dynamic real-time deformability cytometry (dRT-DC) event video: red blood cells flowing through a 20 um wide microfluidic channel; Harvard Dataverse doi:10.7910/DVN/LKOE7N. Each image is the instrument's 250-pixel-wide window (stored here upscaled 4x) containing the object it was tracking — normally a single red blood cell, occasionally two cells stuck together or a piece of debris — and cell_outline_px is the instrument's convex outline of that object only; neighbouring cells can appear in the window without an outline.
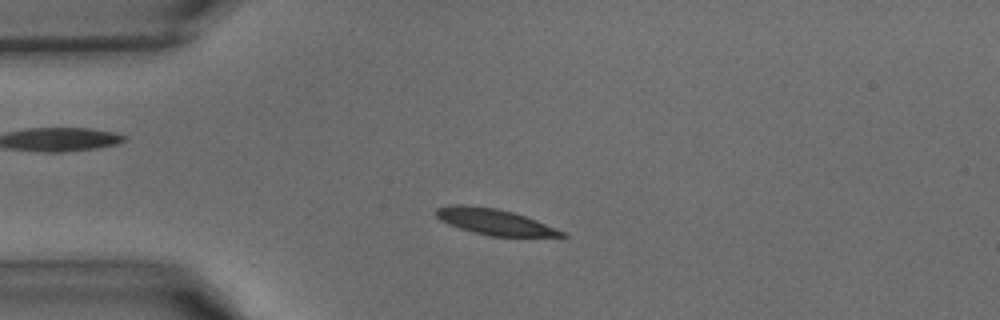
{"species": "common noctule bat (a hibernating species)", "species_latin": "Nyctalus noctula", "temperature_condition": "warm", "stored_images_in_passage": 39, "camera_frame_rate_fps": 3000, "um_per_image_px": 0.085, "animal": {"sex": "male", "body_mass_g": 15.6}, "frame": {"image": 1, "passage_image": 7, "time_ms": 2.0, "image_size_px": [1000, 320], "cell_outline_px": [[568, 236], [488, 236], [472, 232], [448, 224], [440, 220], [436, 216], [436, 208], [448, 204], [464, 204], [496, 208], [512, 212], [536, 220], [564, 232]], "centroid_in_image_um": [41.95, 18.84], "position_along_channel_um": 43.1, "area_um2": 18.84}}
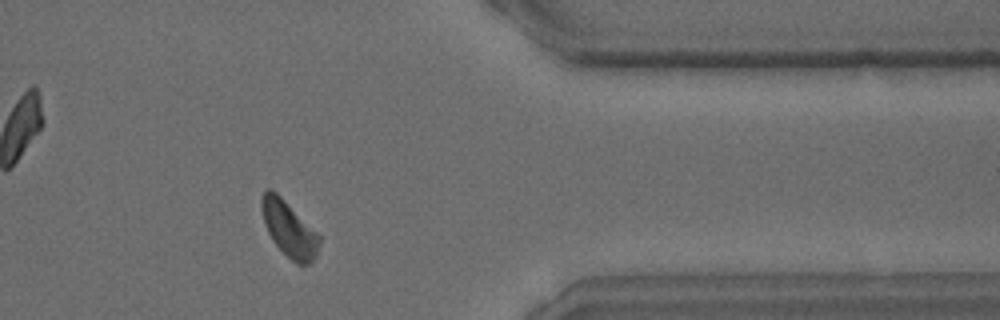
{"frame": {"image": 2, "passage_image": 31, "time_ms": 10.0, "image_size_px": [1000, 320], "cell_outline_px": [[320, 244], [316, 256], [308, 264], [296, 264], [276, 244], [268, 232], [264, 220], [260, 204], [260, 200], [264, 192], [268, 188], [276, 192], [320, 236]], "centroid_in_image_um": [24.57, 19.46], "position_along_channel_um": 386.8, "area_um2": 18.09}}
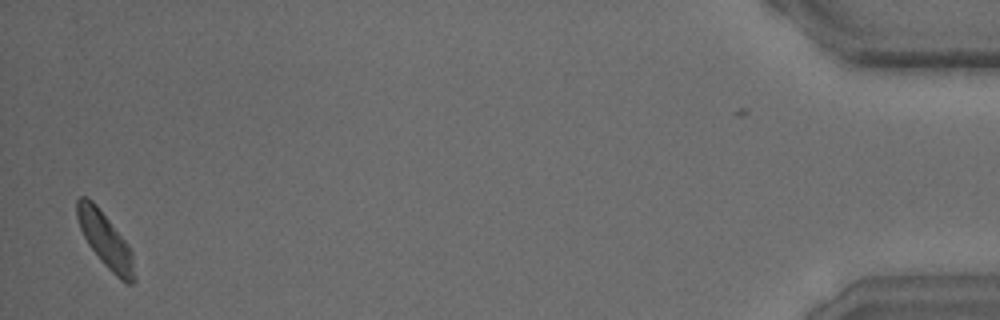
{"frame": {"image": 3, "passage_image": 38, "time_ms": 12.333, "image_size_px": [1000, 320], "cell_outline_px": [[136, 280], [132, 284], [128, 284], [120, 280], [100, 260], [88, 244], [80, 228], [76, 216], [76, 200], [80, 196], [84, 196], [92, 200], [96, 204], [128, 244], [132, 252]], "centroid_in_image_um": [8.96, 20.41], "position_along_channel_um": 426.2, "area_um2": 18.26}}